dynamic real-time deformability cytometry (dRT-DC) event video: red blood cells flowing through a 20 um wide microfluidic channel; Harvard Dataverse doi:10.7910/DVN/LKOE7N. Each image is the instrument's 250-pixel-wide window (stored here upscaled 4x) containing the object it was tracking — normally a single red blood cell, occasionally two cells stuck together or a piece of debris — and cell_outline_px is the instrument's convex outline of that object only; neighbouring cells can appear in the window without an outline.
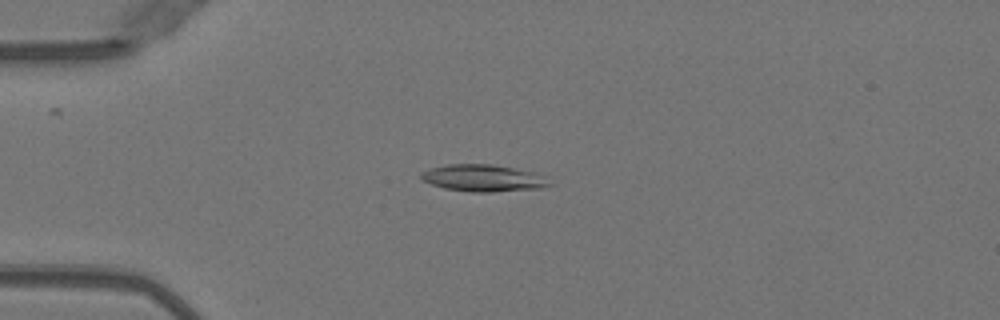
{"species": "Egyptian fruit bat (a non-hibernating species)", "species_latin": "Rousettus aegyptiacus", "temperature_condition": "warm", "stored_images_in_passage": 40, "camera_frame_rate_fps": 3000, "um_per_image_px": 0.085, "animal": {"sex": "female"}, "frame": {"image": 1, "passage_image": 3, "time_ms": 0.667, "image_size_px": [1000, 320], "cell_outline_px": [[556, 184], [544, 188], [492, 192], [472, 192], [444, 188], [420, 180], [420, 172], [432, 168], [448, 164], [492, 164], [536, 172], [548, 176]], "centroid_in_image_um": [41.18, 15.14], "position_along_channel_um": 43.8, "area_um2": 20.63}}
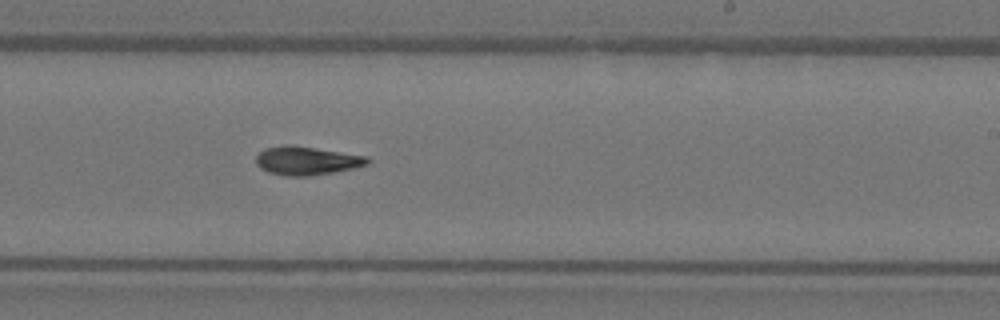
{"frame": {"image": 2, "passage_image": 21, "time_ms": 6.667, "image_size_px": [1000, 320], "cell_outline_px": [[372, 160], [368, 164], [336, 172], [308, 176], [284, 176], [268, 172], [260, 168], [256, 164], [256, 156], [264, 148], [312, 148], [368, 156]], "centroid_in_image_um": [26.11, 13.71], "position_along_channel_um": 262.9, "area_um2": 17.8}}
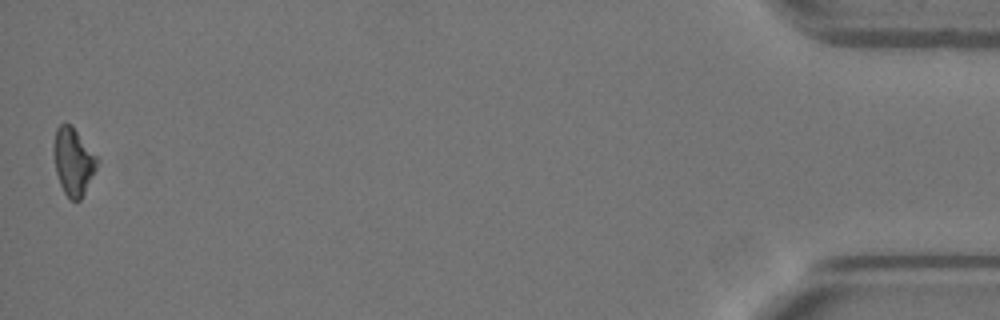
{"frame": {"image": 3, "passage_image": 40, "time_ms": 13.0, "image_size_px": [1000, 320], "cell_outline_px": [[100, 160], [80, 200], [68, 200], [60, 184], [56, 172], [52, 152], [52, 144], [56, 128], [60, 124], [72, 124]], "centroid_in_image_um": [6.2, 13.69], "position_along_channel_um": 429.0, "area_um2": 17.22}}